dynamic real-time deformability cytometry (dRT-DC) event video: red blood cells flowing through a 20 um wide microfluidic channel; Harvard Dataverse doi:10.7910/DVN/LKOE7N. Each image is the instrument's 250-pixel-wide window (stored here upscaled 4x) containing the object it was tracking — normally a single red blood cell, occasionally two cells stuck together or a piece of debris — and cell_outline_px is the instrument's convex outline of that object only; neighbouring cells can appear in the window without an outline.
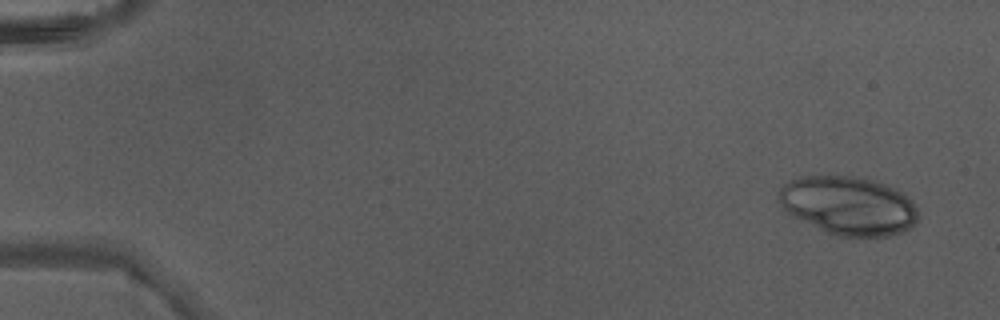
{"species": "Egyptian fruit bat (a non-hibernating species)", "species_latin": "Rousettus aegyptiacus", "temperature_condition": "warm", "stored_images_in_passage": 4, "camera_frame_rate_fps": 3000, "um_per_image_px": 0.085, "animal": {"sex": "male"}, "frame": {"image": 1, "passage_image": 1, "time_ms": 0.0, "image_size_px": [1000, 320], "cell_outline_px": [[916, 224], [912, 228], [904, 232], [888, 236], [840, 236], [828, 232], [788, 212], [780, 204], [780, 188], [784, 184], [800, 176], [864, 176], [884, 184], [900, 192], [912, 200], [916, 204]], "centroid_in_image_um": [72.17, 17.46], "position_along_channel_um": 12.8, "area_um2": 47.05}}